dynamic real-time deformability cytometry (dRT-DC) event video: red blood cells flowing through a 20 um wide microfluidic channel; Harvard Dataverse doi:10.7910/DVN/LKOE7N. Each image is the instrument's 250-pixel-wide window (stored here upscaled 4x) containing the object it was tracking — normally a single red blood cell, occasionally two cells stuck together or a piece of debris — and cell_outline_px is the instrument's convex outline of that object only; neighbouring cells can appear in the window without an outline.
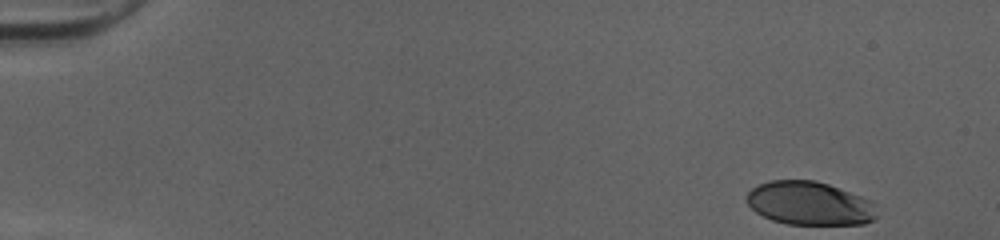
{"species": "human", "species_latin": "Homo sapiens", "temperature_condition": "cold", "stored_images_in_passage": 40, "camera_frame_rate_fps": 3000, "um_per_image_px": 0.085, "donor": {"sex": "female"}, "frame": {"image": 1, "passage_image": 1, "time_ms": 0.0, "image_size_px": [1000, 240], "cell_outline_px": [[876, 216], [872, 220], [864, 224], [788, 224], [772, 220], [756, 212], [748, 204], [748, 192], [752, 188], [760, 184], [772, 180], [816, 180], [828, 184], [872, 200]], "centroid_in_image_um": [68.82, 17.28], "position_along_channel_um": 16.2, "area_um2": 32.71}}
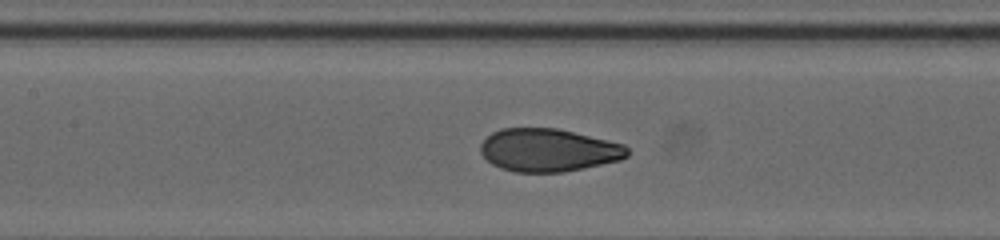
{"frame": {"image": 2, "passage_image": 22, "time_ms": 7.0, "image_size_px": [1000, 240], "cell_outline_px": [[628, 156], [620, 160], [584, 168], [564, 172], [516, 172], [500, 168], [492, 164], [480, 152], [480, 144], [492, 132], [500, 128], [556, 128], [624, 144], [628, 148]], "centroid_in_image_um": [46.6, 12.76], "position_along_channel_um": 160.8, "area_um2": 36.65}}
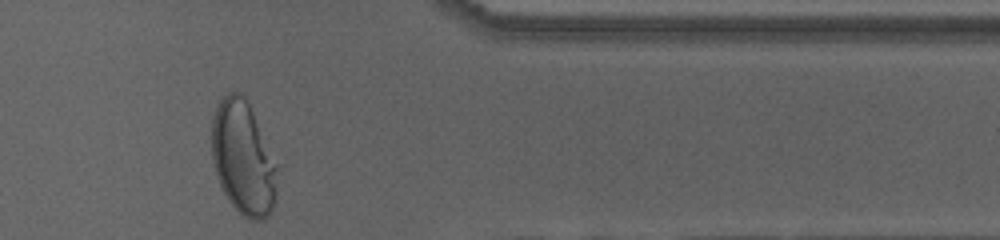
{"frame": {"image": 3, "passage_image": 40, "time_ms": 13.0, "image_size_px": [1000, 240], "cell_outline_px": [[276, 200], [268, 216], [264, 220], [252, 220], [244, 216], [228, 200], [216, 176], [212, 160], [212, 120], [216, 108], [220, 100], [228, 92], [236, 92], [244, 96], [252, 112], [276, 164]], "centroid_in_image_um": [20.65, 13.47], "position_along_channel_um": 390.8, "area_um2": 42.66}, "authors_computed_cell_mechanics": {"area_um2": 36.6163, "velocity_mm_per_s": 4.0479, "shape_relaxation_time_tau1_ms": 6.354, "shape_relaxation_time_tau2_ms": null, "deformation_change_tau1": 0.249, "deformation_change_tau2": null}}